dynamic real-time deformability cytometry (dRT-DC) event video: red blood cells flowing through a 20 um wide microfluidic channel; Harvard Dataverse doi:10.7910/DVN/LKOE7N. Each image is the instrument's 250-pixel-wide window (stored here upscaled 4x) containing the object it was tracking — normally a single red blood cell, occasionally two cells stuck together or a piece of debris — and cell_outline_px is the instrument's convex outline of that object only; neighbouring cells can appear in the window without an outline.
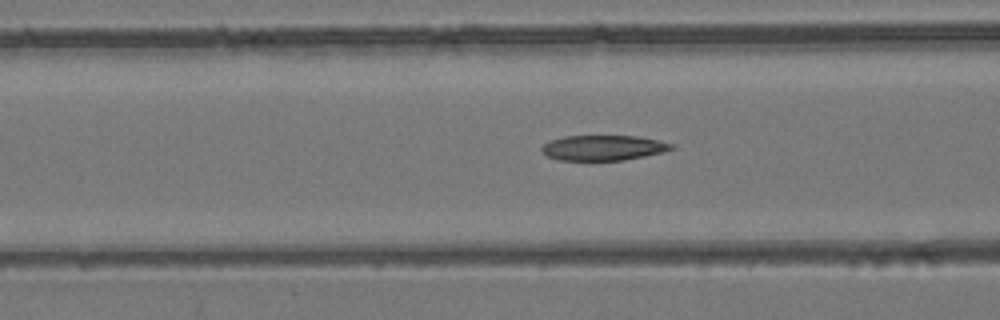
{"species": "common noctule bat (a hibernating species)", "species_latin": "Nyctalus noctula", "temperature_condition": "room temperature", "stored_images_in_passage": 53, "camera_frame_rate_fps": 3000, "um_per_image_px": 0.085, "animal": {"sex": "female", "body_mass_g": 24.6, "forearm_length_mm": 56.2}, "frame": {"image": 1, "passage_image": 21, "time_ms": 6.667, "image_size_px": [1000, 320], "cell_outline_px": [[676, 148], [664, 152], [624, 160], [556, 160], [540, 152], [540, 148], [544, 144], [552, 140], [564, 136], [636, 136], [656, 140], [672, 144]], "centroid_in_image_um": [51.25, 12.57], "position_along_channel_um": 115.3, "area_um2": 19.02}}
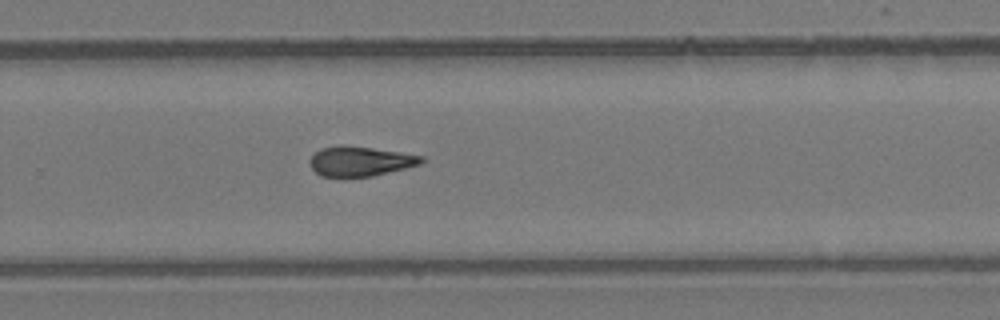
{"frame": {"image": 2, "passage_image": 35, "time_ms": 11.333, "image_size_px": [1000, 320], "cell_outline_px": [[424, 160], [420, 164], [372, 176], [320, 176], [312, 168], [312, 156], [320, 148], [340, 144], [344, 144], [372, 148], [424, 156]], "centroid_in_image_um": [30.61, 13.68], "position_along_channel_um": 299.2, "area_um2": 19.02}}
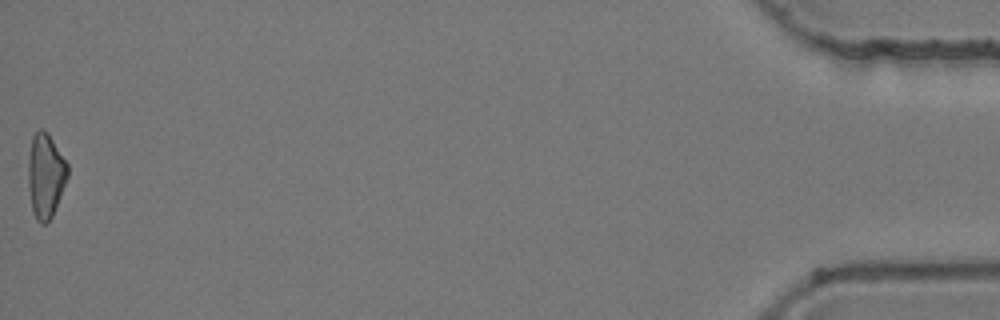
{"frame": {"image": 3, "passage_image": 53, "time_ms": 17.333, "image_size_px": [1000, 320], "cell_outline_px": [[68, 176], [52, 216], [44, 224], [40, 224], [36, 220], [32, 212], [28, 188], [28, 160], [32, 136], [40, 128], [48, 132], [68, 164]], "centroid_in_image_um": [3.86, 14.92], "position_along_channel_um": 431.3, "area_um2": 19.48}, "authors_computed_cell_mechanics": {"area_um2": 19.8254, "velocity_mm_per_s": 3.9435, "shape_relaxation_time_tau1_ms": null, "shape_relaxation_time_tau2_ms": 4.3342, "deformation_change_tau1": null, "deformation_change_tau2": 0.1408}}